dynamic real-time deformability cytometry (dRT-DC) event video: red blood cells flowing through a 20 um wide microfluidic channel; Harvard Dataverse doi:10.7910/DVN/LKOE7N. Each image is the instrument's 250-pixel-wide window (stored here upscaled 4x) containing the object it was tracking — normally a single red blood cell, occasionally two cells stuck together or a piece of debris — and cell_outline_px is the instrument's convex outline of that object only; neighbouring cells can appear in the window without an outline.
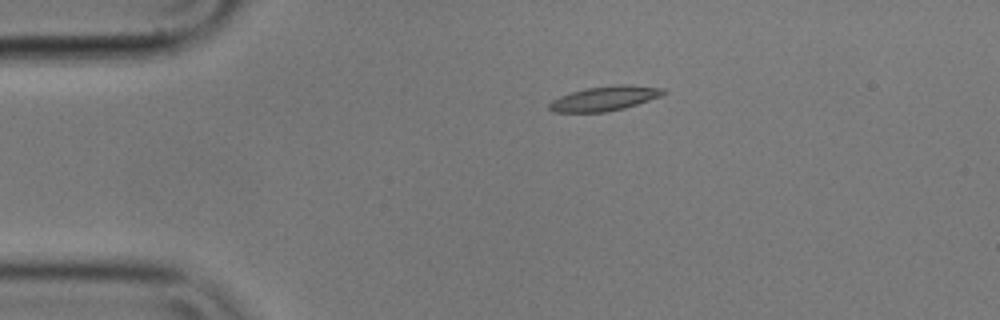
{"species": "common noctule bat (a hibernating species)", "species_latin": "Nyctalus noctula", "temperature_condition": "cold", "stored_images_in_passage": 5, "camera_frame_rate_fps": 3000, "um_per_image_px": 0.085, "animal": {"sex": "male", "body_mass_g": 17.9}, "frame": {"image": 1, "passage_image": 3, "time_ms": 0.667, "image_size_px": [1000, 320], "cell_outline_px": [[668, 92], [660, 96], [624, 108], [608, 112], [552, 112], [548, 108], [548, 104], [552, 100], [560, 96], [572, 92], [588, 88], [616, 84], [628, 84], [664, 88]], "centroid_in_image_um": [51.4, 8.36], "position_along_channel_um": 33.6, "area_um2": 16.36}}
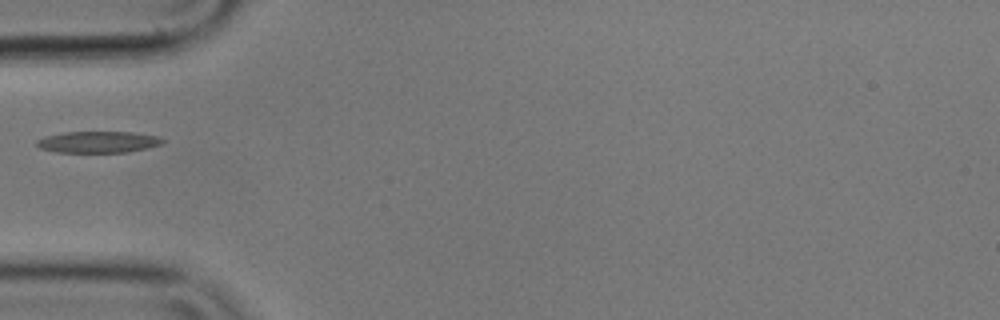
{"frame": {"image": 2, "passage_image": 5, "time_ms": 1.333, "image_size_px": [1000, 320], "cell_outline_px": [[164, 140], [160, 144], [148, 148], [128, 152], [56, 152], [40, 148], [36, 144], [36, 140], [44, 136], [64, 132], [132, 132], [156, 136]], "centroid_in_image_um": [8.3, 12.07], "position_along_channel_um": 76.7, "area_um2": 15.66}}